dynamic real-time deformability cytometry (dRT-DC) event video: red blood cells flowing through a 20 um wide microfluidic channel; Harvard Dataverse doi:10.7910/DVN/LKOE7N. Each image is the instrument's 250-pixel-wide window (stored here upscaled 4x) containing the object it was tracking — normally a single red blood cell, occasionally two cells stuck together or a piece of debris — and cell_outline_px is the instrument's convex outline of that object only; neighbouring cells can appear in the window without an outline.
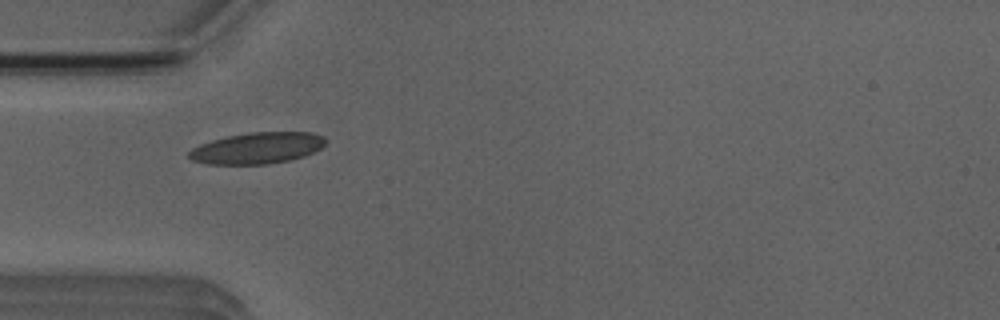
{"species": "Egyptian fruit bat (a non-hibernating species)", "species_latin": "Rousettus aegyptiacus", "temperature_condition": "room temperature", "stored_images_in_passage": 5, "camera_frame_rate_fps": 3000, "um_per_image_px": 0.085, "animal": {"sex": "male"}, "frame": {"image": 1, "passage_image": 2, "time_ms": 1.0, "image_size_px": [1000, 320], "cell_outline_px": [[324, 144], [320, 148], [304, 156], [288, 160], [268, 164], [208, 164], [192, 160], [188, 156], [188, 152], [192, 148], [200, 144], [212, 140], [228, 136], [248, 132], [312, 132], [324, 136]], "centroid_in_image_um": [21.84, 12.58], "position_along_channel_um": 63.2, "area_um2": 24.8}}
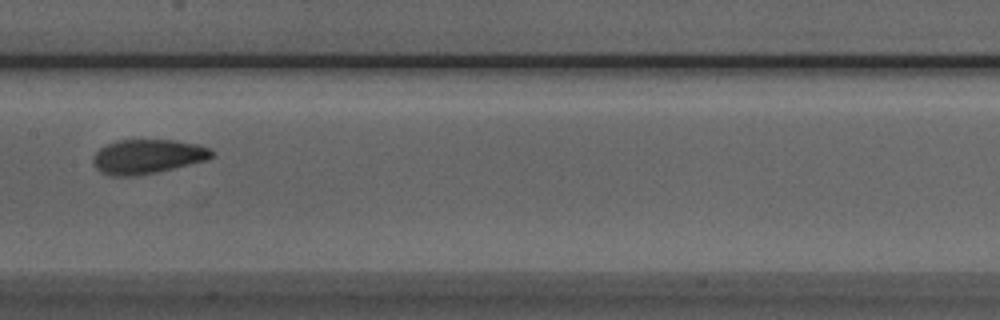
{"frame": {"image": 2, "passage_image": 5, "time_ms": 4.333, "image_size_px": [1000, 320], "cell_outline_px": [[216, 152], [212, 156], [204, 160], [156, 172], [136, 176], [112, 176], [100, 172], [96, 168], [92, 160], [92, 156], [100, 148], [108, 144], [120, 140], [172, 140], [200, 144]], "centroid_in_image_um": [12.51, 13.3], "position_along_channel_um": 194.9, "area_um2": 23.58}}